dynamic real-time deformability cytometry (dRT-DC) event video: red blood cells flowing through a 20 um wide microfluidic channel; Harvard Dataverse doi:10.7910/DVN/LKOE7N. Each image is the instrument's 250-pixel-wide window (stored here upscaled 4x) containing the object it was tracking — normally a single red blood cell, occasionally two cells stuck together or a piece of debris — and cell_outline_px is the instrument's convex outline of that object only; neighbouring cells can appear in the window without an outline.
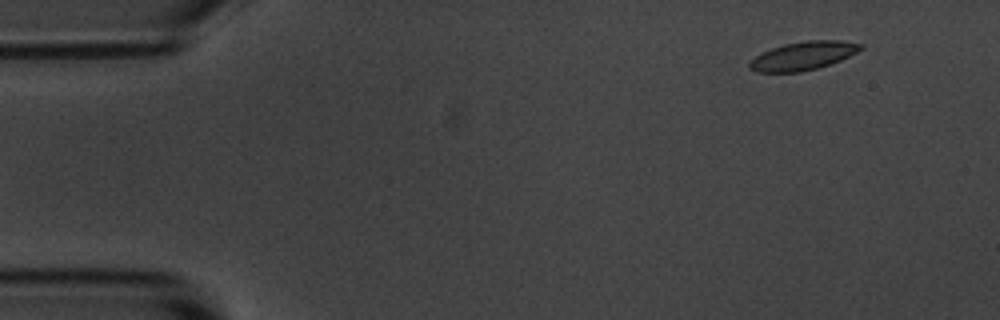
{"species": "common noctule bat (a hibernating species)", "species_latin": "Nyctalus noctula", "temperature_condition": "room temperature", "stored_images_in_passage": 5, "camera_frame_rate_fps": 3000, "um_per_image_px": 0.085, "animal": {"sex": "male", "body_mass_g": 20.1, "forearm_length_mm": 53.5}, "frame": {"image": 1, "passage_image": 2, "time_ms": 1.0, "image_size_px": [1000, 320], "cell_outline_px": [[864, 48], [840, 60], [816, 68], [800, 72], [756, 72], [748, 68], [748, 64], [756, 56], [772, 48], [784, 44], [808, 40], [840, 40], [864, 44]], "centroid_in_image_um": [68.27, 4.74], "position_along_channel_um": 16.7, "area_um2": 18.21}}
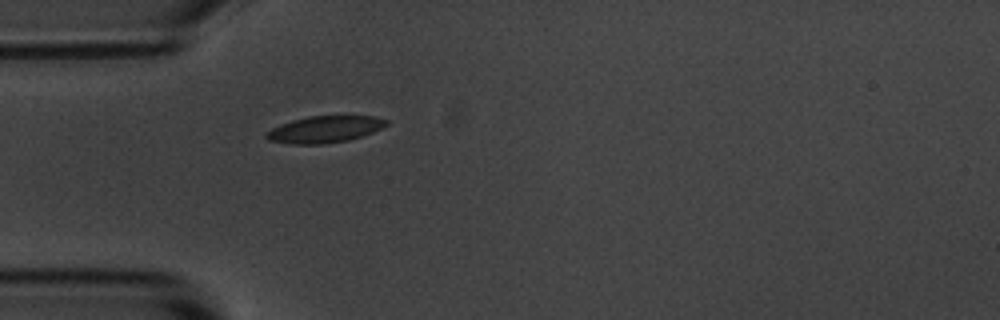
{"frame": {"image": 2, "passage_image": 5, "time_ms": 4.667, "image_size_px": [1000, 320], "cell_outline_px": [[388, 124], [364, 136], [348, 140], [324, 144], [292, 144], [268, 140], [264, 136], [272, 128], [280, 124], [292, 120], [308, 116], [376, 116], [388, 120]], "centroid_in_image_um": [27.6, 10.99], "position_along_channel_um": 57.4, "area_um2": 18.67}}